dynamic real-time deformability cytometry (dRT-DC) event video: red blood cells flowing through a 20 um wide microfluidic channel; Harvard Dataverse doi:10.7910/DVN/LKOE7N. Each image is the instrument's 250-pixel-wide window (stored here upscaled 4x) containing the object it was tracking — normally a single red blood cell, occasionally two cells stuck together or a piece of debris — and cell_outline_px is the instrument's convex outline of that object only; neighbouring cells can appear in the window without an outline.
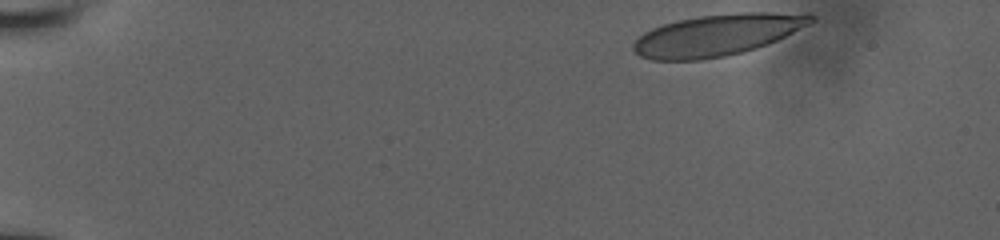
{"species": "human", "species_latin": "Homo sapiens", "temperature_condition": "room temperature", "stored_images_in_passage": 22, "camera_frame_rate_fps": 3000, "um_per_image_px": 0.085, "donor": {"sex": "male"}, "frame": {"image": 1, "passage_image": 1, "time_ms": 0.0, "image_size_px": [1000, 240], "cell_outline_px": [[816, 20], [768, 44], [756, 48], [724, 56], [700, 60], [652, 60], [640, 56], [632, 48], [632, 44], [644, 32], [652, 28], [676, 20], [700, 16], [740, 12], [808, 12], [816, 16]], "centroid_in_image_um": [60.98, 2.96], "position_along_channel_um": 24.0, "area_um2": 42.95}}
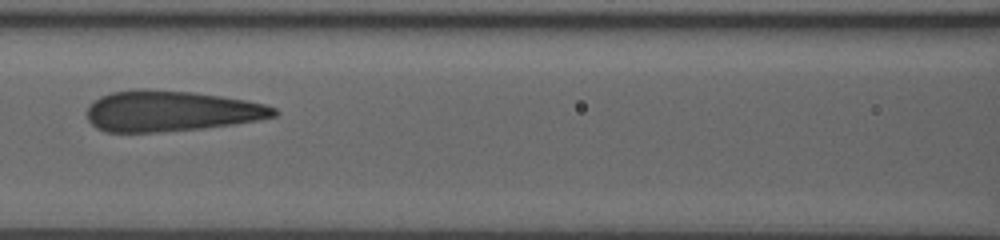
{"frame": {"image": 2, "passage_image": 13, "time_ms": 6.333, "image_size_px": [1000, 240], "cell_outline_px": [[280, 112], [276, 116], [256, 120], [232, 124], [204, 128], [156, 132], [104, 132], [96, 128], [88, 120], [88, 104], [92, 100], [100, 96], [112, 92], [136, 88], [144, 88], [192, 92], [220, 96], [244, 100], [264, 104], [276, 108]], "centroid_in_image_um": [14.48, 9.43], "position_along_channel_um": 152.1, "area_um2": 44.56}}
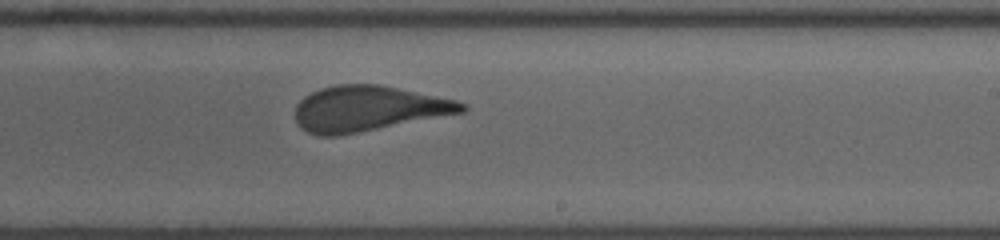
{"frame": {"image": 3, "passage_image": 22, "time_ms": 9.0, "image_size_px": [1000, 240], "cell_outline_px": [[468, 108], [464, 112], [336, 136], [320, 136], [308, 132], [300, 128], [296, 120], [296, 104], [304, 96], [320, 88], [336, 84], [380, 84], [456, 100], [468, 104]], "centroid_in_image_um": [31.28, 9.22], "position_along_channel_um": 257.7, "area_um2": 43.87}}